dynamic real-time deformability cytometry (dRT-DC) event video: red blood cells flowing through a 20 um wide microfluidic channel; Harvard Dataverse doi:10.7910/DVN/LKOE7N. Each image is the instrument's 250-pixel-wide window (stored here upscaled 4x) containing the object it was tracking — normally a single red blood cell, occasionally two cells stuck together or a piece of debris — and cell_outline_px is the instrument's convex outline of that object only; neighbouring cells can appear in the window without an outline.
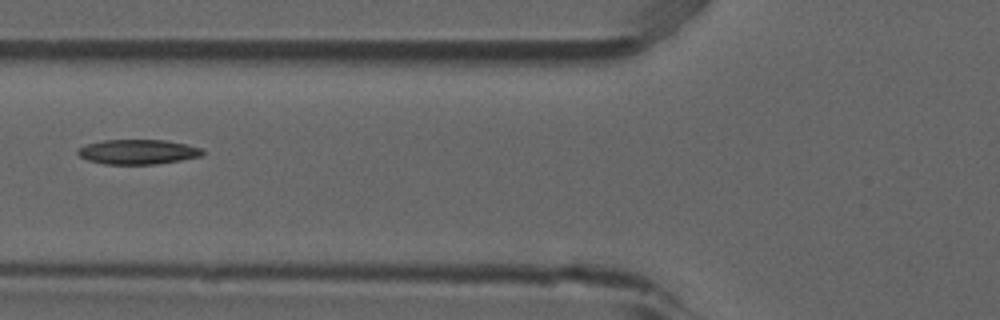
{"species": "common noctule bat (a hibernating species)", "species_latin": "Nyctalus noctula", "temperature_condition": "room temperature", "stored_images_in_passage": 7, "camera_frame_rate_fps": 3000, "um_per_image_px": 0.085, "animal": {"sex": "male", "forearm_length_mm": 52.5}, "frame": {"image": 1, "passage_image": 6, "time_ms": 1.667, "image_size_px": [1000, 320], "cell_outline_px": [[204, 152], [200, 156], [180, 160], [156, 164], [104, 164], [88, 160], [80, 156], [76, 152], [76, 148], [88, 144], [104, 140], [164, 140], [188, 144], [200, 148]], "centroid_in_image_um": [11.69, 12.9], "position_along_channel_um": 114.1, "area_um2": 17.92}}
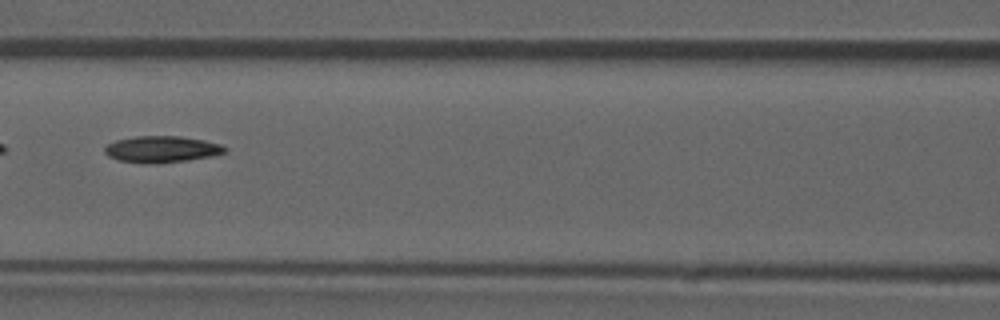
{"frame": {"image": 2, "passage_image": 7, "time_ms": 2.0, "image_size_px": [1000, 320], "cell_outline_px": [[228, 148], [224, 152], [212, 156], [188, 160], [156, 164], [148, 164], [120, 160], [108, 156], [104, 152], [104, 148], [108, 144], [116, 140], [136, 136], [180, 136], [204, 140], [220, 144]], "centroid_in_image_um": [13.74, 12.69], "position_along_channel_um": 152.9, "area_um2": 18.55}}